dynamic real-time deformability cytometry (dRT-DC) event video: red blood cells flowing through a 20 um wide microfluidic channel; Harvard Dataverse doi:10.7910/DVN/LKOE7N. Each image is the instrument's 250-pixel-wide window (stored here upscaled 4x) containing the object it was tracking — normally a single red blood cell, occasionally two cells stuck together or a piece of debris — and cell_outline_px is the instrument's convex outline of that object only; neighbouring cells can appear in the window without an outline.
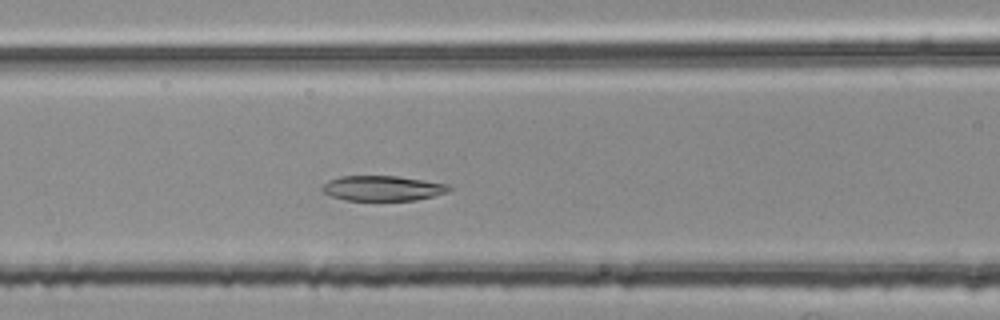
{"species": "common noctule bat (a hibernating species)", "species_latin": "Nyctalus noctula", "temperature_condition": "room temperature", "stored_images_in_passage": 42, "camera_frame_rate_fps": 3000, "um_per_image_px": 0.085, "animal": {"sex": "female", "body_mass_g": 25.1}, "frame": {"image": 1, "passage_image": 14, "time_ms": 4.333, "image_size_px": [1000, 320], "cell_outline_px": [[452, 188], [448, 192], [416, 200], [344, 200], [320, 192], [320, 188], [328, 180], [340, 176], [396, 176], [452, 184]], "centroid_in_image_um": [32.52, 16.0], "position_along_channel_um": 134.1, "area_um2": 18.73}}
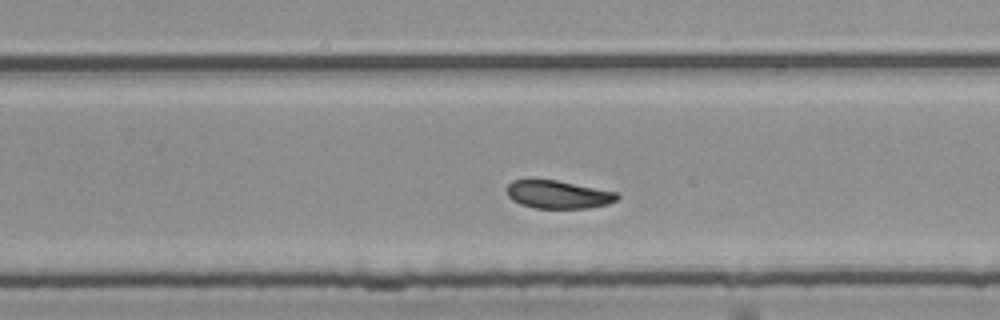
{"frame": {"image": 2, "passage_image": 26, "time_ms": 8.333, "image_size_px": [1000, 320], "cell_outline_px": [[620, 196], [616, 200], [608, 204], [588, 208], [536, 208], [520, 204], [512, 200], [508, 196], [508, 184], [512, 180], [556, 180], [616, 192]], "centroid_in_image_um": [47.44, 16.54], "position_along_channel_um": 282.4, "area_um2": 17.8}}
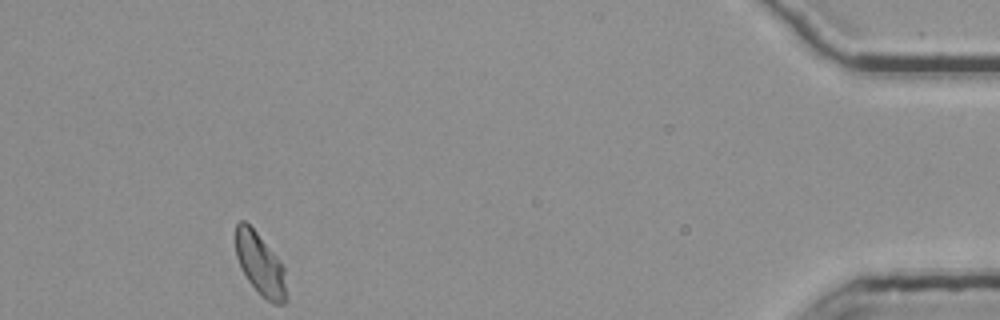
{"frame": {"image": 3, "passage_image": 42, "time_ms": 13.667, "image_size_px": [1000, 320], "cell_outline_px": [[288, 300], [284, 304], [272, 304], [248, 280], [240, 268], [236, 256], [236, 224], [240, 220], [244, 220], [256, 232], [280, 260], [284, 268]], "centroid_in_image_um": [22.14, 22.48], "position_along_channel_um": 413.1, "area_um2": 18.26}, "authors_computed_cell_mechanics": {"area_um2": 19.0451, "velocity_mm_per_s": 3.7199, "shape_relaxation_time_tau1_ms": 6.4731, "shape_relaxation_time_tau2_ms": 3.5666, "deformation_change_tau1": 0.1158, "deformation_change_tau2": 0.0831}}